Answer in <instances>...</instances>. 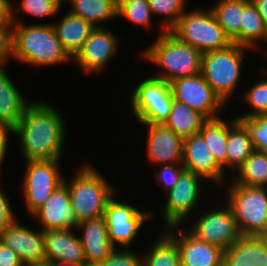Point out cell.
Returning a JSON list of instances; mask_svg holds the SVG:
<instances>
[{"mask_svg": "<svg viewBox=\"0 0 267 266\" xmlns=\"http://www.w3.org/2000/svg\"><path fill=\"white\" fill-rule=\"evenodd\" d=\"M151 14L167 17L160 25L164 31H170L186 11V0H148Z\"/></svg>", "mask_w": 267, "mask_h": 266, "instance_id": "obj_34", "label": "cell"}, {"mask_svg": "<svg viewBox=\"0 0 267 266\" xmlns=\"http://www.w3.org/2000/svg\"><path fill=\"white\" fill-rule=\"evenodd\" d=\"M60 160L27 161L23 192L26 208L32 216L63 183Z\"/></svg>", "mask_w": 267, "mask_h": 266, "instance_id": "obj_9", "label": "cell"}, {"mask_svg": "<svg viewBox=\"0 0 267 266\" xmlns=\"http://www.w3.org/2000/svg\"><path fill=\"white\" fill-rule=\"evenodd\" d=\"M179 165L180 164L160 165L159 172L155 173L156 175L154 174L157 178V183L163 186L166 192L173 189L179 181L180 175L184 170L183 165Z\"/></svg>", "mask_w": 267, "mask_h": 266, "instance_id": "obj_39", "label": "cell"}, {"mask_svg": "<svg viewBox=\"0 0 267 266\" xmlns=\"http://www.w3.org/2000/svg\"><path fill=\"white\" fill-rule=\"evenodd\" d=\"M44 248L46 260L52 263L67 261L87 264L80 237L71 229L45 230Z\"/></svg>", "mask_w": 267, "mask_h": 266, "instance_id": "obj_20", "label": "cell"}, {"mask_svg": "<svg viewBox=\"0 0 267 266\" xmlns=\"http://www.w3.org/2000/svg\"><path fill=\"white\" fill-rule=\"evenodd\" d=\"M227 205L242 236L267 237V187L228 185Z\"/></svg>", "mask_w": 267, "mask_h": 266, "instance_id": "obj_5", "label": "cell"}, {"mask_svg": "<svg viewBox=\"0 0 267 266\" xmlns=\"http://www.w3.org/2000/svg\"><path fill=\"white\" fill-rule=\"evenodd\" d=\"M63 49L73 58L95 28L91 23L69 12L59 23H52Z\"/></svg>", "mask_w": 267, "mask_h": 266, "instance_id": "obj_23", "label": "cell"}, {"mask_svg": "<svg viewBox=\"0 0 267 266\" xmlns=\"http://www.w3.org/2000/svg\"><path fill=\"white\" fill-rule=\"evenodd\" d=\"M6 196L0 186V233L17 219Z\"/></svg>", "mask_w": 267, "mask_h": 266, "instance_id": "obj_41", "label": "cell"}, {"mask_svg": "<svg viewBox=\"0 0 267 266\" xmlns=\"http://www.w3.org/2000/svg\"><path fill=\"white\" fill-rule=\"evenodd\" d=\"M13 24H0V67L12 57Z\"/></svg>", "mask_w": 267, "mask_h": 266, "instance_id": "obj_40", "label": "cell"}, {"mask_svg": "<svg viewBox=\"0 0 267 266\" xmlns=\"http://www.w3.org/2000/svg\"><path fill=\"white\" fill-rule=\"evenodd\" d=\"M0 24H13L11 0H0Z\"/></svg>", "mask_w": 267, "mask_h": 266, "instance_id": "obj_44", "label": "cell"}, {"mask_svg": "<svg viewBox=\"0 0 267 266\" xmlns=\"http://www.w3.org/2000/svg\"><path fill=\"white\" fill-rule=\"evenodd\" d=\"M142 257L128 248H114L109 256L103 261V266H142Z\"/></svg>", "mask_w": 267, "mask_h": 266, "instance_id": "obj_38", "label": "cell"}, {"mask_svg": "<svg viewBox=\"0 0 267 266\" xmlns=\"http://www.w3.org/2000/svg\"><path fill=\"white\" fill-rule=\"evenodd\" d=\"M243 100L252 107L251 112L243 114L239 117H252L267 115V77L264 80H259L250 87L246 92L242 93Z\"/></svg>", "mask_w": 267, "mask_h": 266, "instance_id": "obj_35", "label": "cell"}, {"mask_svg": "<svg viewBox=\"0 0 267 266\" xmlns=\"http://www.w3.org/2000/svg\"><path fill=\"white\" fill-rule=\"evenodd\" d=\"M236 118L247 129L254 149L267 154V115Z\"/></svg>", "mask_w": 267, "mask_h": 266, "instance_id": "obj_36", "label": "cell"}, {"mask_svg": "<svg viewBox=\"0 0 267 266\" xmlns=\"http://www.w3.org/2000/svg\"><path fill=\"white\" fill-rule=\"evenodd\" d=\"M133 114L141 124H164L171 112L170 84L152 76L143 79L131 95Z\"/></svg>", "mask_w": 267, "mask_h": 266, "instance_id": "obj_8", "label": "cell"}, {"mask_svg": "<svg viewBox=\"0 0 267 266\" xmlns=\"http://www.w3.org/2000/svg\"><path fill=\"white\" fill-rule=\"evenodd\" d=\"M84 266H103L102 264H85Z\"/></svg>", "mask_w": 267, "mask_h": 266, "instance_id": "obj_48", "label": "cell"}, {"mask_svg": "<svg viewBox=\"0 0 267 266\" xmlns=\"http://www.w3.org/2000/svg\"><path fill=\"white\" fill-rule=\"evenodd\" d=\"M185 170L201 178H207L217 185H222L226 178L225 171L216 163L214 156L198 133L183 139V162Z\"/></svg>", "mask_w": 267, "mask_h": 266, "instance_id": "obj_18", "label": "cell"}, {"mask_svg": "<svg viewBox=\"0 0 267 266\" xmlns=\"http://www.w3.org/2000/svg\"><path fill=\"white\" fill-rule=\"evenodd\" d=\"M207 119L183 102L173 99L171 112L164 125L182 139L198 134Z\"/></svg>", "mask_w": 267, "mask_h": 266, "instance_id": "obj_26", "label": "cell"}, {"mask_svg": "<svg viewBox=\"0 0 267 266\" xmlns=\"http://www.w3.org/2000/svg\"><path fill=\"white\" fill-rule=\"evenodd\" d=\"M254 150L245 126L237 118H232L228 122L227 168L238 170Z\"/></svg>", "mask_w": 267, "mask_h": 266, "instance_id": "obj_25", "label": "cell"}, {"mask_svg": "<svg viewBox=\"0 0 267 266\" xmlns=\"http://www.w3.org/2000/svg\"><path fill=\"white\" fill-rule=\"evenodd\" d=\"M0 266H24L16 252L0 241Z\"/></svg>", "mask_w": 267, "mask_h": 266, "instance_id": "obj_42", "label": "cell"}, {"mask_svg": "<svg viewBox=\"0 0 267 266\" xmlns=\"http://www.w3.org/2000/svg\"><path fill=\"white\" fill-rule=\"evenodd\" d=\"M219 208L205 212L187 230L199 241L217 246L225 251L242 235L237 227L232 209L228 205L224 209Z\"/></svg>", "mask_w": 267, "mask_h": 266, "instance_id": "obj_12", "label": "cell"}, {"mask_svg": "<svg viewBox=\"0 0 267 266\" xmlns=\"http://www.w3.org/2000/svg\"><path fill=\"white\" fill-rule=\"evenodd\" d=\"M0 241L16 252L24 265L46 260L42 229L31 230L16 219L0 233Z\"/></svg>", "mask_w": 267, "mask_h": 266, "instance_id": "obj_17", "label": "cell"}, {"mask_svg": "<svg viewBox=\"0 0 267 266\" xmlns=\"http://www.w3.org/2000/svg\"><path fill=\"white\" fill-rule=\"evenodd\" d=\"M54 266H84L74 262H67V261H57L54 263Z\"/></svg>", "mask_w": 267, "mask_h": 266, "instance_id": "obj_47", "label": "cell"}, {"mask_svg": "<svg viewBox=\"0 0 267 266\" xmlns=\"http://www.w3.org/2000/svg\"><path fill=\"white\" fill-rule=\"evenodd\" d=\"M259 39L267 41V28L254 3L251 0H244L240 33L231 42L255 49Z\"/></svg>", "mask_w": 267, "mask_h": 266, "instance_id": "obj_27", "label": "cell"}, {"mask_svg": "<svg viewBox=\"0 0 267 266\" xmlns=\"http://www.w3.org/2000/svg\"><path fill=\"white\" fill-rule=\"evenodd\" d=\"M233 182L249 187H267V154L254 150L237 170Z\"/></svg>", "mask_w": 267, "mask_h": 266, "instance_id": "obj_31", "label": "cell"}, {"mask_svg": "<svg viewBox=\"0 0 267 266\" xmlns=\"http://www.w3.org/2000/svg\"><path fill=\"white\" fill-rule=\"evenodd\" d=\"M30 103L18 91L5 68L0 67V122L14 129Z\"/></svg>", "mask_w": 267, "mask_h": 266, "instance_id": "obj_24", "label": "cell"}, {"mask_svg": "<svg viewBox=\"0 0 267 266\" xmlns=\"http://www.w3.org/2000/svg\"><path fill=\"white\" fill-rule=\"evenodd\" d=\"M12 2V58L33 66H54L72 58L63 49L52 23L25 25Z\"/></svg>", "mask_w": 267, "mask_h": 266, "instance_id": "obj_2", "label": "cell"}, {"mask_svg": "<svg viewBox=\"0 0 267 266\" xmlns=\"http://www.w3.org/2000/svg\"><path fill=\"white\" fill-rule=\"evenodd\" d=\"M248 49L251 48L231 43L227 48L202 55L201 74L225 104L237 88Z\"/></svg>", "mask_w": 267, "mask_h": 266, "instance_id": "obj_6", "label": "cell"}, {"mask_svg": "<svg viewBox=\"0 0 267 266\" xmlns=\"http://www.w3.org/2000/svg\"><path fill=\"white\" fill-rule=\"evenodd\" d=\"M65 127L62 115L51 104L31 102L14 128L25 162L60 160Z\"/></svg>", "mask_w": 267, "mask_h": 266, "instance_id": "obj_1", "label": "cell"}, {"mask_svg": "<svg viewBox=\"0 0 267 266\" xmlns=\"http://www.w3.org/2000/svg\"><path fill=\"white\" fill-rule=\"evenodd\" d=\"M118 17H125L131 23L146 29L152 26L148 0H118Z\"/></svg>", "mask_w": 267, "mask_h": 266, "instance_id": "obj_33", "label": "cell"}, {"mask_svg": "<svg viewBox=\"0 0 267 266\" xmlns=\"http://www.w3.org/2000/svg\"><path fill=\"white\" fill-rule=\"evenodd\" d=\"M24 266H54V263H52L51 261L44 260L40 262H31Z\"/></svg>", "mask_w": 267, "mask_h": 266, "instance_id": "obj_46", "label": "cell"}, {"mask_svg": "<svg viewBox=\"0 0 267 266\" xmlns=\"http://www.w3.org/2000/svg\"><path fill=\"white\" fill-rule=\"evenodd\" d=\"M156 41L142 53V57L160 66L162 71L154 78L168 83L174 79L201 73L202 53L193 46L180 41L170 31L160 30Z\"/></svg>", "mask_w": 267, "mask_h": 266, "instance_id": "obj_3", "label": "cell"}, {"mask_svg": "<svg viewBox=\"0 0 267 266\" xmlns=\"http://www.w3.org/2000/svg\"><path fill=\"white\" fill-rule=\"evenodd\" d=\"M185 11L170 30L180 41L202 54L227 48L232 42L218 24L211 9Z\"/></svg>", "mask_w": 267, "mask_h": 266, "instance_id": "obj_7", "label": "cell"}, {"mask_svg": "<svg viewBox=\"0 0 267 266\" xmlns=\"http://www.w3.org/2000/svg\"><path fill=\"white\" fill-rule=\"evenodd\" d=\"M148 126L147 156L154 164H182L183 139L164 124H144Z\"/></svg>", "mask_w": 267, "mask_h": 266, "instance_id": "obj_19", "label": "cell"}, {"mask_svg": "<svg viewBox=\"0 0 267 266\" xmlns=\"http://www.w3.org/2000/svg\"><path fill=\"white\" fill-rule=\"evenodd\" d=\"M64 0H21L19 8L22 12L34 17H48L57 14Z\"/></svg>", "mask_w": 267, "mask_h": 266, "instance_id": "obj_37", "label": "cell"}, {"mask_svg": "<svg viewBox=\"0 0 267 266\" xmlns=\"http://www.w3.org/2000/svg\"><path fill=\"white\" fill-rule=\"evenodd\" d=\"M223 266H267V237L242 236L224 251Z\"/></svg>", "mask_w": 267, "mask_h": 266, "instance_id": "obj_22", "label": "cell"}, {"mask_svg": "<svg viewBox=\"0 0 267 266\" xmlns=\"http://www.w3.org/2000/svg\"><path fill=\"white\" fill-rule=\"evenodd\" d=\"M120 38L105 27H95L82 48L72 58L84 72L103 71L116 54Z\"/></svg>", "mask_w": 267, "mask_h": 266, "instance_id": "obj_14", "label": "cell"}, {"mask_svg": "<svg viewBox=\"0 0 267 266\" xmlns=\"http://www.w3.org/2000/svg\"><path fill=\"white\" fill-rule=\"evenodd\" d=\"M114 197L115 194L109 199L104 211L108 237L114 248L116 245L117 248H128L143 224L154 219V215L152 211L138 210L131 204L115 200Z\"/></svg>", "mask_w": 267, "mask_h": 266, "instance_id": "obj_10", "label": "cell"}, {"mask_svg": "<svg viewBox=\"0 0 267 266\" xmlns=\"http://www.w3.org/2000/svg\"><path fill=\"white\" fill-rule=\"evenodd\" d=\"M166 233L177 244L181 266H223V249L199 241L188 230L185 231L179 226L168 227Z\"/></svg>", "mask_w": 267, "mask_h": 266, "instance_id": "obj_15", "label": "cell"}, {"mask_svg": "<svg viewBox=\"0 0 267 266\" xmlns=\"http://www.w3.org/2000/svg\"><path fill=\"white\" fill-rule=\"evenodd\" d=\"M169 84L173 99L183 102L207 120L219 118V111L225 107V103L213 91L201 73L174 79Z\"/></svg>", "mask_w": 267, "mask_h": 266, "instance_id": "obj_11", "label": "cell"}, {"mask_svg": "<svg viewBox=\"0 0 267 266\" xmlns=\"http://www.w3.org/2000/svg\"><path fill=\"white\" fill-rule=\"evenodd\" d=\"M211 10L225 35L232 41L240 33L244 0H219Z\"/></svg>", "mask_w": 267, "mask_h": 266, "instance_id": "obj_30", "label": "cell"}, {"mask_svg": "<svg viewBox=\"0 0 267 266\" xmlns=\"http://www.w3.org/2000/svg\"><path fill=\"white\" fill-rule=\"evenodd\" d=\"M91 165H82L71 182L63 181L79 223L104 216L109 199L116 194L114 186Z\"/></svg>", "mask_w": 267, "mask_h": 266, "instance_id": "obj_4", "label": "cell"}, {"mask_svg": "<svg viewBox=\"0 0 267 266\" xmlns=\"http://www.w3.org/2000/svg\"><path fill=\"white\" fill-rule=\"evenodd\" d=\"M199 134L204 139L208 148L214 156L216 163L224 170L227 168L226 145L228 138V122L216 118L207 120Z\"/></svg>", "mask_w": 267, "mask_h": 266, "instance_id": "obj_29", "label": "cell"}, {"mask_svg": "<svg viewBox=\"0 0 267 266\" xmlns=\"http://www.w3.org/2000/svg\"><path fill=\"white\" fill-rule=\"evenodd\" d=\"M150 246L142 257V266H181L177 244L166 232Z\"/></svg>", "mask_w": 267, "mask_h": 266, "instance_id": "obj_32", "label": "cell"}, {"mask_svg": "<svg viewBox=\"0 0 267 266\" xmlns=\"http://www.w3.org/2000/svg\"><path fill=\"white\" fill-rule=\"evenodd\" d=\"M200 179L201 177L184 169L176 186L167 192V201L162 211L166 229L179 226L194 211L201 196Z\"/></svg>", "mask_w": 267, "mask_h": 266, "instance_id": "obj_13", "label": "cell"}, {"mask_svg": "<svg viewBox=\"0 0 267 266\" xmlns=\"http://www.w3.org/2000/svg\"><path fill=\"white\" fill-rule=\"evenodd\" d=\"M14 134V129L3 123L0 122V170H1V166L3 165V161L5 158V154L8 153L7 148H8V138H9V134Z\"/></svg>", "mask_w": 267, "mask_h": 266, "instance_id": "obj_43", "label": "cell"}, {"mask_svg": "<svg viewBox=\"0 0 267 266\" xmlns=\"http://www.w3.org/2000/svg\"><path fill=\"white\" fill-rule=\"evenodd\" d=\"M257 7L260 15L263 18L264 24L267 28V0H251Z\"/></svg>", "mask_w": 267, "mask_h": 266, "instance_id": "obj_45", "label": "cell"}, {"mask_svg": "<svg viewBox=\"0 0 267 266\" xmlns=\"http://www.w3.org/2000/svg\"><path fill=\"white\" fill-rule=\"evenodd\" d=\"M66 1L71 3V13L91 23L94 27H102L100 23L118 18V0Z\"/></svg>", "mask_w": 267, "mask_h": 266, "instance_id": "obj_28", "label": "cell"}, {"mask_svg": "<svg viewBox=\"0 0 267 266\" xmlns=\"http://www.w3.org/2000/svg\"><path fill=\"white\" fill-rule=\"evenodd\" d=\"M87 264H102L114 249L110 243L104 216L82 221L78 225Z\"/></svg>", "mask_w": 267, "mask_h": 266, "instance_id": "obj_21", "label": "cell"}, {"mask_svg": "<svg viewBox=\"0 0 267 266\" xmlns=\"http://www.w3.org/2000/svg\"><path fill=\"white\" fill-rule=\"evenodd\" d=\"M39 221L40 229H75L79 221L71 206L70 194L67 185H59L44 204L32 215Z\"/></svg>", "mask_w": 267, "mask_h": 266, "instance_id": "obj_16", "label": "cell"}]
</instances>
